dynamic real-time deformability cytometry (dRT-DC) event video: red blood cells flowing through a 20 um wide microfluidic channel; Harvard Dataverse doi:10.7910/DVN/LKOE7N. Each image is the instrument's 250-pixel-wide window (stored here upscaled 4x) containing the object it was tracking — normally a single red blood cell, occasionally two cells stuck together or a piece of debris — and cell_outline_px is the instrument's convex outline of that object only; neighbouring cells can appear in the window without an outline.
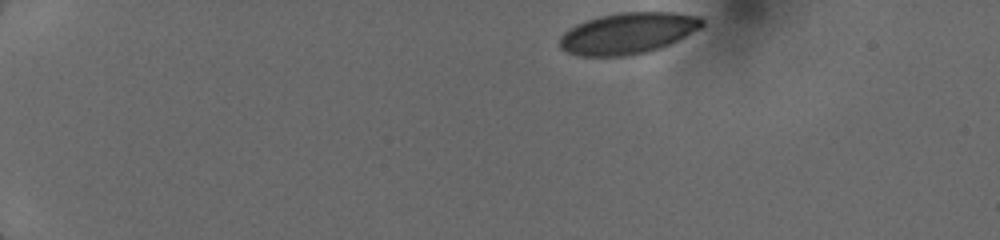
{"species": "human", "species_latin": "Homo sapiens", "temperature_condition": "cold", "stored_images_in_passage": 11, "camera_frame_rate_fps": 3000, "um_per_image_px": 0.085, "donor": {"sex": "female"}, "frame": {"image": 1, "passage_image": 1, "time_ms": 0.0, "image_size_px": [1000, 240], "cell_outline_px": [[704, 24], [700, 28], [660, 48], [648, 52], [624, 56], [580, 56], [568, 52], [560, 48], [560, 36], [564, 32], [576, 24], [600, 16], [620, 12], [676, 12], [700, 16], [704, 20]], "centroid_in_image_um": [53.37, 2.82], "position_along_channel_um": 31.6, "area_um2": 34.1}}
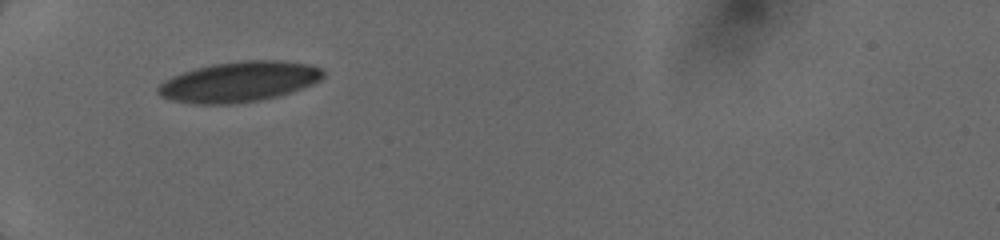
{"frame": {"image": 2, "passage_image": 8, "time_ms": 3.0, "image_size_px": [1000, 240], "cell_outline_px": [[324, 76], [320, 80], [304, 88], [276, 96], [260, 100], [232, 104], [192, 104], [172, 100], [160, 96], [156, 92], [156, 88], [164, 80], [172, 76], [196, 68], [212, 64], [244, 60], [284, 60], [308, 64], [320, 68], [324, 72]], "centroid_in_image_um": [20.31, 6.95], "position_along_channel_um": 64.7, "area_um2": 38.9}}